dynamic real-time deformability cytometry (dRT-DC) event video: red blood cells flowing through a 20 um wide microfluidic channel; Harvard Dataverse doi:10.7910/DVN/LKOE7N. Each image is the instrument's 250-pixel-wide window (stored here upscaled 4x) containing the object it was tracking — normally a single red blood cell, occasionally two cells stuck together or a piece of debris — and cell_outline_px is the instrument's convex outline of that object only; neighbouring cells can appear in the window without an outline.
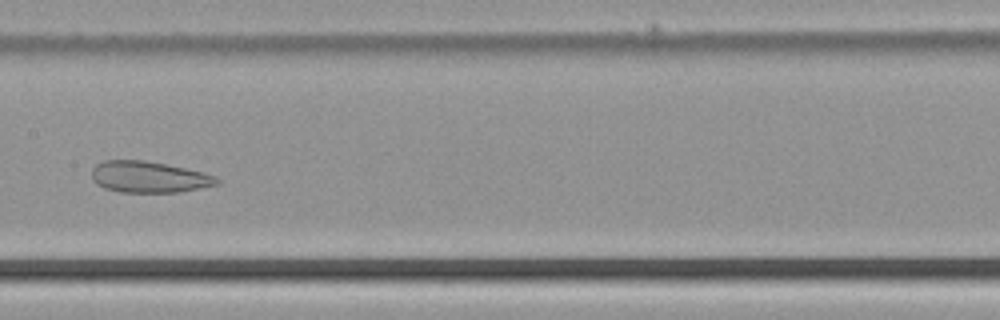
{"species": "common noctule bat (a hibernating species)", "species_latin": "Nyctalus noctula", "temperature_condition": "cold", "stored_images_in_passage": 51, "camera_frame_rate_fps": 3000, "um_per_image_px": 0.085, "animal": {"sex": "male", "body_mass_g": 21.5, "forearm_length_mm": 52.0}, "frame": {"image": 1, "passage_image": 26, "time_ms": 8.333, "image_size_px": [1000, 320], "cell_outline_px": [[220, 184], [180, 192], [120, 192], [104, 188], [96, 184], [92, 180], [92, 168], [96, 164], [104, 160], [144, 160], [204, 172], [216, 176], [220, 180]], "centroid_in_image_um": [12.65, 15.05], "position_along_channel_um": 194.7, "area_um2": 22.95}}
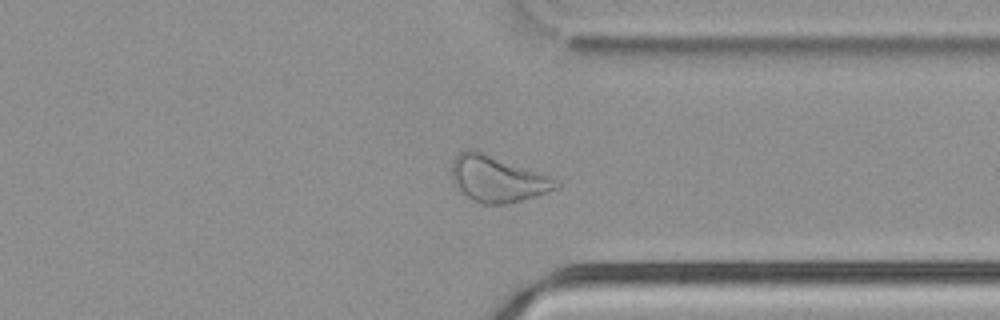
{"frame": {"image": 2, "passage_image": 39, "time_ms": 12.667, "image_size_px": [1000, 320], "cell_outline_px": [[560, 188], [536, 196], [508, 204], [480, 204], [464, 196], [456, 188], [452, 180], [452, 160], [464, 148], [476, 148], [548, 176], [560, 184]], "centroid_in_image_um": [42.21, 15.19], "position_along_channel_um": 369.2, "area_um2": 28.5}}
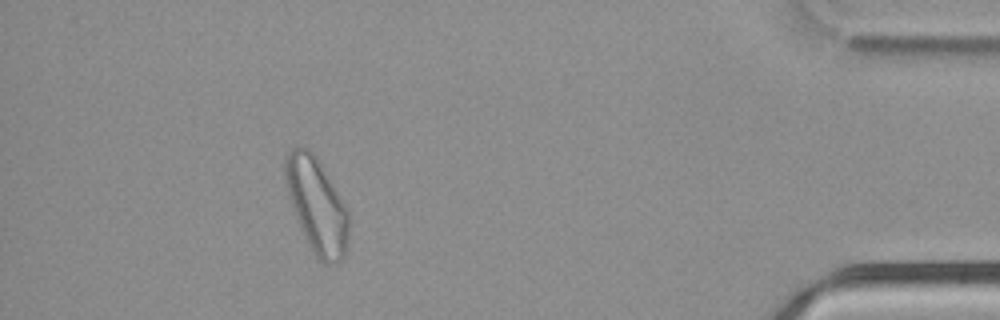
{"frame": {"image": 3, "passage_image": 46, "time_ms": 15.0, "image_size_px": [1000, 320], "cell_outline_px": [[348, 240], [344, 256], [340, 260], [328, 264], [324, 264], [316, 256], [304, 236], [288, 196], [284, 176], [284, 164], [288, 152], [292, 148], [308, 148], [316, 156], [344, 204], [348, 212]], "centroid_in_image_um": [26.91, 17.46], "position_along_channel_um": 408.3, "area_um2": 34.45}}